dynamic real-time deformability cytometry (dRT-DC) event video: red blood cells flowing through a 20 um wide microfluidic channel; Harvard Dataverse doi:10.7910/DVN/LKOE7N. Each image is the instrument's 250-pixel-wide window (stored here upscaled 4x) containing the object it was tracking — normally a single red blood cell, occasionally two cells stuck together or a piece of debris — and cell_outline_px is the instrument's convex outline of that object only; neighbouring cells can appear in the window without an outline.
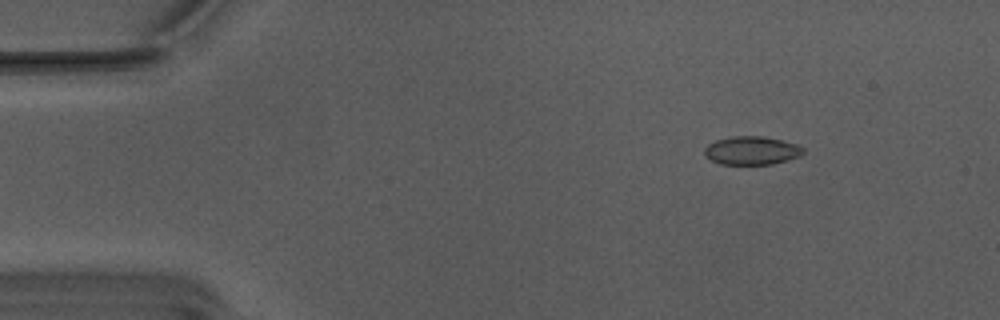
{"species": "Egyptian fruit bat (a non-hibernating species)", "species_latin": "Rousettus aegyptiacus", "temperature_condition": "warm", "stored_images_in_passage": 49, "camera_frame_rate_fps": 3000, "um_per_image_px": 0.085, "animal": {"sex": "male"}, "frame": {"image": 1, "passage_image": 2, "time_ms": 0.333, "image_size_px": [1000, 320], "cell_outline_px": [[804, 152], [800, 156], [788, 160], [772, 164], [720, 164], [704, 156], [704, 148], [708, 144], [716, 140], [732, 136], [764, 136], [796, 144], [804, 148]], "centroid_in_image_um": [63.88, 12.79], "position_along_channel_um": 21.1, "area_um2": 16.36}}
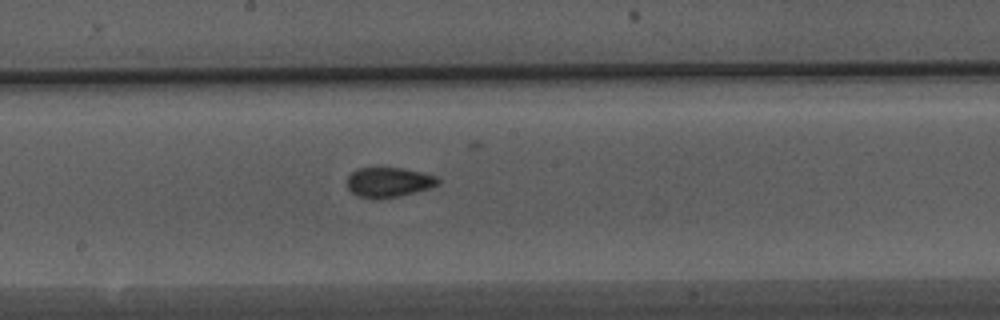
{"frame": {"image": 2, "passage_image": 24, "time_ms": 7.667, "image_size_px": [1000, 320], "cell_outline_px": [[440, 180], [436, 184], [428, 188], [416, 192], [400, 196], [356, 196], [348, 188], [348, 176], [356, 168], [404, 168], [424, 172], [436, 176]], "centroid_in_image_um": [33.06, 15.44], "position_along_channel_um": 215.1, "area_um2": 15.32}}
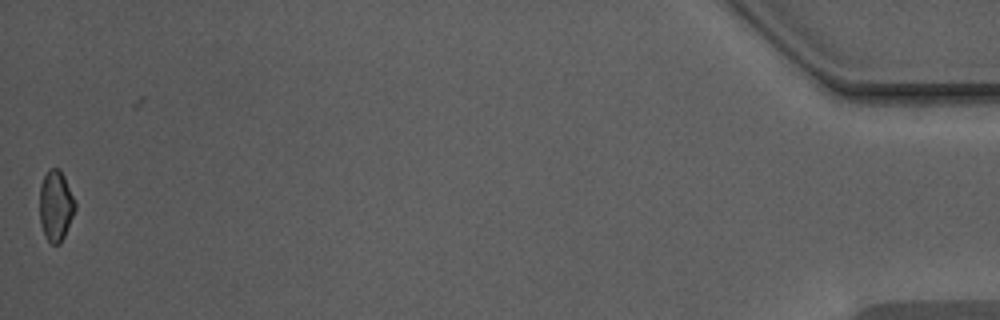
{"frame": {"image": 3, "passage_image": 49, "time_ms": 16.0, "image_size_px": [1000, 320], "cell_outline_px": [[76, 208], [64, 236], [60, 244], [52, 244], [44, 236], [40, 224], [40, 184], [48, 168], [60, 168], [64, 176], [76, 204]], "centroid_in_image_um": [4.72, 17.48], "position_along_channel_um": 430.5, "area_um2": 14.62}, "authors_computed_cell_mechanics": {"area_um2": 15.7216, "velocity_mm_per_s": 3.8215, "shape_relaxation_time_tau1_ms": 4.7404, "shape_relaxation_time_tau2_ms": 2.0098, "deformation_change_tau1": 0.1129, "deformation_change_tau2": 0.0621}}